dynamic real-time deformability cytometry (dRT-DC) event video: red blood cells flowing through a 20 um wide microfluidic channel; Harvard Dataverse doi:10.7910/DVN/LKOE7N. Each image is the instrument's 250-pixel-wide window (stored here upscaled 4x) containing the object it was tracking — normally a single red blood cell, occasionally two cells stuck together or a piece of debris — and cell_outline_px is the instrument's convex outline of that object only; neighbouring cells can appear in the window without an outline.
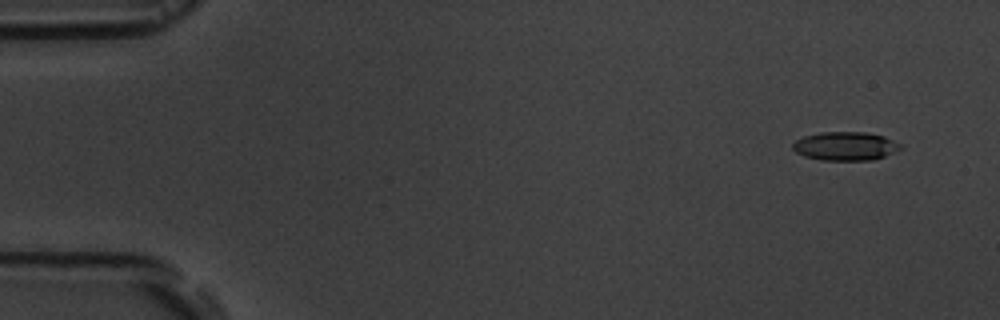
{"species": "common noctule bat (a hibernating species)", "species_latin": "Nyctalus noctula", "temperature_condition": "room temperature", "stored_images_in_passage": 4, "camera_frame_rate_fps": 3000, "um_per_image_px": 0.085, "animal": {"sex": "male", "body_mass_g": 19.5, "forearm_length_mm": 54.6}, "frame": {"image": 1, "passage_image": 1, "time_ms": 0.0, "image_size_px": [1000, 320], "cell_outline_px": [[900, 148], [884, 156], [872, 160], [820, 160], [804, 156], [796, 152], [792, 148], [792, 144], [796, 140], [804, 136], [820, 132], [864, 132], [884, 136], [900, 144]], "centroid_in_image_um": [71.8, 12.42], "position_along_channel_um": 13.2, "area_um2": 17.8}}
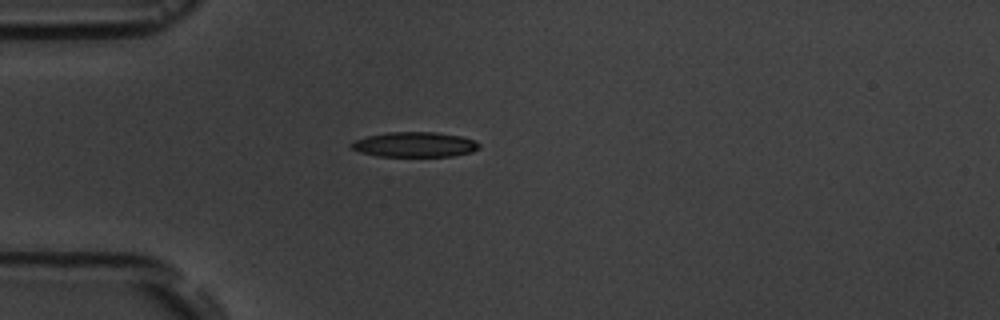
{"frame": {"image": 2, "passage_image": 4, "time_ms": 4.0, "image_size_px": [1000, 320], "cell_outline_px": [[480, 148], [472, 152], [452, 156], [376, 156], [360, 152], [352, 148], [348, 144], [352, 140], [368, 136], [388, 132], [436, 132], [460, 136], [476, 140], [480, 144]], "centroid_in_image_um": [35.24, 12.28], "position_along_channel_um": 49.8, "area_um2": 18.79}}